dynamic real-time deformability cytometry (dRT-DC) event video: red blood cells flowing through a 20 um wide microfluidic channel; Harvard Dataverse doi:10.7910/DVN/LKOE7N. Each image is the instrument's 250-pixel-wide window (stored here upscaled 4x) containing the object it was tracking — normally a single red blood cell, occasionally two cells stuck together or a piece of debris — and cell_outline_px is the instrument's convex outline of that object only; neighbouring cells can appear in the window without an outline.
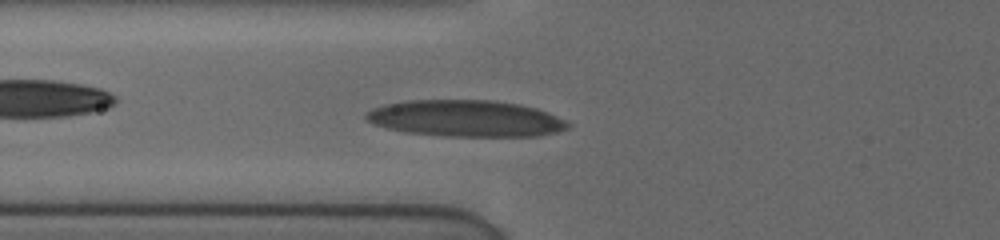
{"species": "human", "species_latin": "Homo sapiens", "temperature_condition": "cold", "stored_images_in_passage": 61, "camera_frame_rate_fps": 3000, "um_per_image_px": 0.085, "donor": {"sex": "female"}, "frame": {"image": 1, "passage_image": 15, "time_ms": 1.667, "image_size_px": [1000, 240], "cell_outline_px": [[572, 124], [568, 128], [556, 132], [540, 136], [444, 136], [404, 132], [372, 124], [364, 116], [372, 108], [384, 104], [408, 100], [492, 100], [520, 104], [536, 108], [548, 112]], "centroid_in_image_um": [39.59, 10.06], "position_along_channel_um": 86.2, "area_um2": 43.06}}
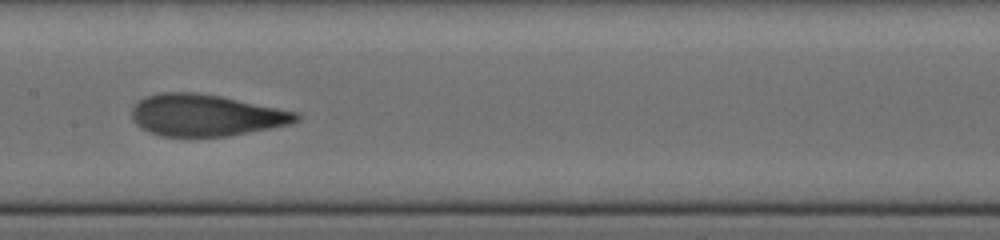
{"frame": {"image": 2, "passage_image": 32, "time_ms": 4.333, "image_size_px": [1000, 240], "cell_outline_px": [[304, 116], [300, 120], [292, 124], [272, 128], [228, 136], [160, 136], [148, 132], [136, 124], [132, 120], [132, 108], [140, 100], [148, 96], [160, 92], [196, 92], [220, 96], [300, 112]], "centroid_in_image_um": [17.55, 9.8], "position_along_channel_um": 189.8, "area_um2": 40.23}}
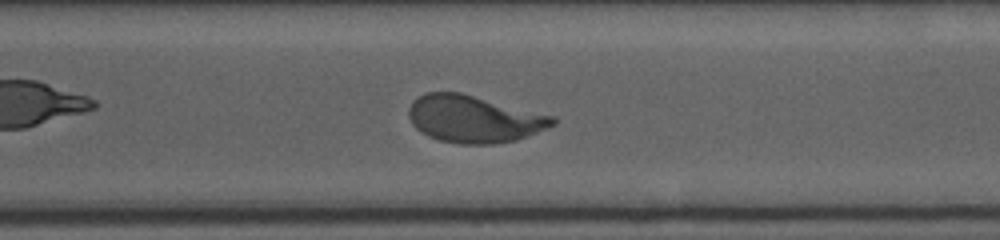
{"frame": {"image": 3, "passage_image": 56, "time_ms": 8.0, "image_size_px": [1000, 240], "cell_outline_px": [[556, 124], [548, 128], [516, 140], [492, 144], [460, 144], [440, 140], [428, 136], [420, 132], [412, 124], [408, 116], [408, 108], [412, 100], [428, 92], [460, 92], [556, 116]], "centroid_in_image_um": [40.29, 10.11], "position_along_channel_um": 330.3, "area_um2": 39.77}}